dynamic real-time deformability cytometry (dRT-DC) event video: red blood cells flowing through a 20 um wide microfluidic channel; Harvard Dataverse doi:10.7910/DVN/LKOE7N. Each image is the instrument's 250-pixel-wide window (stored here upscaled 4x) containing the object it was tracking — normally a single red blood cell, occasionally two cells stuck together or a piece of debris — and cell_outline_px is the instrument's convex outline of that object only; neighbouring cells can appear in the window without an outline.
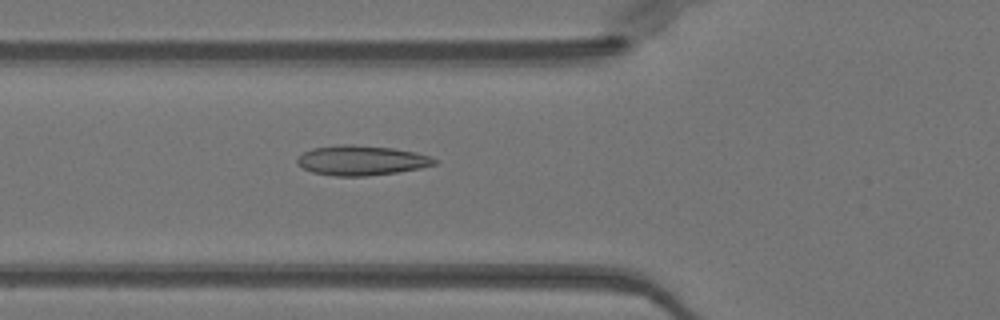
{"species": "Egyptian fruit bat (a non-hibernating species)", "species_latin": "Rousettus aegyptiacus", "temperature_condition": "warm", "stored_images_in_passage": 51, "camera_frame_rate_fps": 3000, "um_per_image_px": 0.085, "animal": {"sex": "female"}, "frame": {"image": 1, "passage_image": 19, "time_ms": 6.0, "image_size_px": [1000, 320], "cell_outline_px": [[436, 164], [420, 168], [396, 172], [368, 176], [332, 176], [312, 172], [304, 168], [296, 160], [304, 152], [312, 148], [340, 144], [352, 144], [392, 148], [416, 152], [428, 156], [436, 160]], "centroid_in_image_um": [30.71, 13.63], "position_along_channel_um": 95.1, "area_um2": 23.7}}
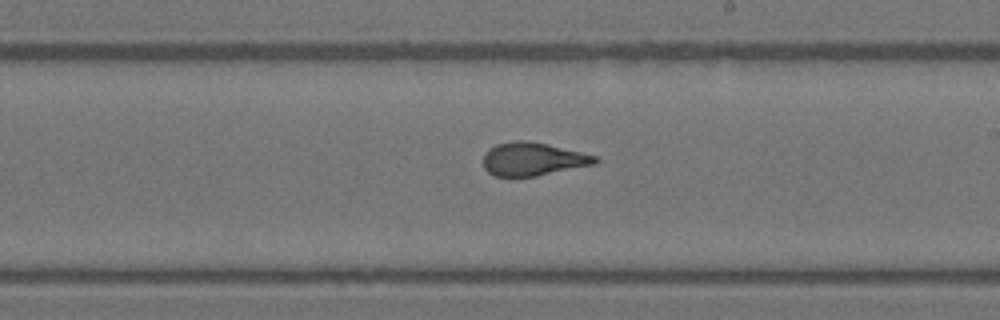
{"frame": {"image": 2, "passage_image": 30, "time_ms": 9.667, "image_size_px": [1000, 320], "cell_outline_px": [[600, 160], [596, 164], [536, 176], [496, 176], [488, 172], [484, 168], [484, 152], [488, 148], [496, 144], [516, 140], [524, 140], [548, 144], [596, 156]], "centroid_in_image_um": [45.29, 13.52], "position_along_channel_um": 243.7, "area_um2": 21.62}}
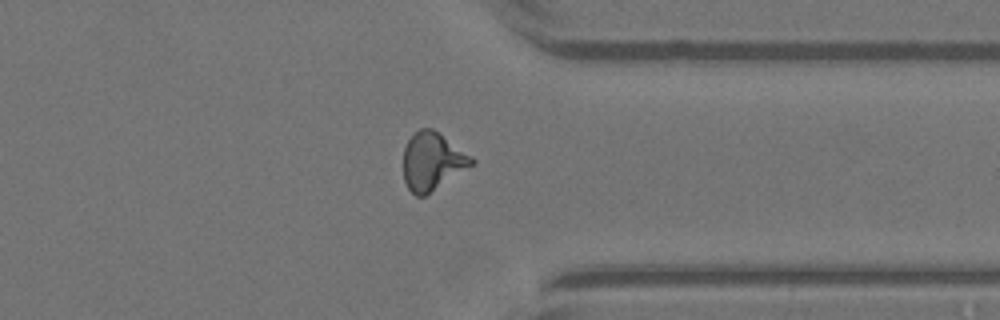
{"frame": {"image": 3, "passage_image": 40, "time_ms": 13.0, "image_size_px": [1000, 320], "cell_outline_px": [[476, 160], [472, 164], [424, 196], [416, 196], [408, 188], [404, 180], [404, 148], [408, 140], [420, 128], [432, 128], [440, 132], [472, 156]], "centroid_in_image_um": [36.74, 13.68], "position_along_channel_um": 374.7, "area_um2": 22.6}, "authors_computed_cell_mechanics": {"area_um2": 22.5998, "velocity_mm_per_s": 4.0439, "shape_relaxation_time_tau1_ms": null, "shape_relaxation_time_tau2_ms": 0.7641, "deformation_change_tau1": null, "deformation_change_tau2": 0.0836}}